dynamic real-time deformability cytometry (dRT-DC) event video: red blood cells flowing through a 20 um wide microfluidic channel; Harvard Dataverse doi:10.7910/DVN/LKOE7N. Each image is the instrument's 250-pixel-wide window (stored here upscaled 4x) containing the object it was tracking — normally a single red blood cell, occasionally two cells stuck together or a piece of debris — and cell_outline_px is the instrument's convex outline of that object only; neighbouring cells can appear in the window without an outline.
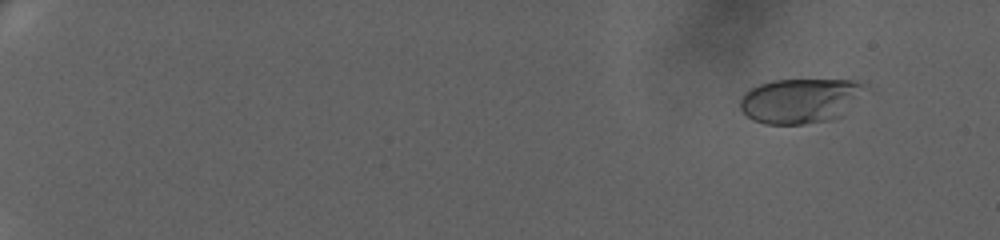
{"species": "human", "species_latin": "Homo sapiens", "temperature_condition": "warm", "stored_images_in_passage": 68, "camera_frame_rate_fps": 3000, "um_per_image_px": 0.085, "donor": {"sex": "female"}, "frame": {"image": 1, "passage_image": 7, "time_ms": 2.0, "image_size_px": [1000, 240], "cell_outline_px": [[872, 92], [844, 116], [832, 120], [804, 124], [764, 124], [752, 120], [740, 108], [740, 100], [744, 92], [760, 84], [772, 80], [856, 80], [872, 88]], "centroid_in_image_um": [68.2, 8.56], "position_along_channel_um": 16.8, "area_um2": 33.93}}
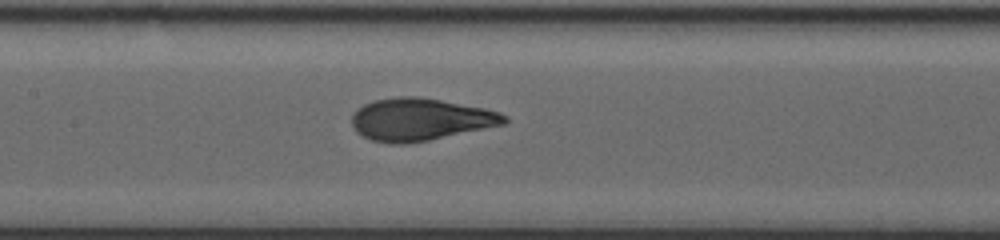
{"frame": {"image": 2, "passage_image": 39, "time_ms": 12.667, "image_size_px": [1000, 240], "cell_outline_px": [[508, 120], [504, 124], [428, 140], [404, 144], [392, 144], [372, 140], [356, 132], [352, 124], [352, 112], [364, 104], [372, 100], [400, 96], [416, 96], [440, 100], [484, 108], [500, 112], [508, 116]], "centroid_in_image_um": [35.69, 10.14], "position_along_channel_um": 171.7, "area_um2": 37.51}}
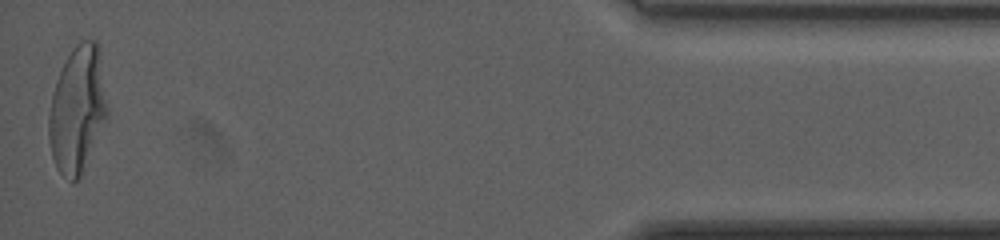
{"frame": {"image": 3, "passage_image": 68, "time_ms": 22.333, "image_size_px": [1000, 240], "cell_outline_px": [[108, 116], [80, 176], [72, 184], [56, 168], [52, 156], [48, 136], [48, 116], [52, 96], [56, 80], [72, 48], [80, 40], [96, 40], [100, 52], [108, 108]], "centroid_in_image_um": [6.58, 9.31], "position_along_channel_um": 428.6, "area_um2": 43.06}, "authors_computed_cell_mechanics": {"area_um2": 36.6452, "velocity_mm_per_s": 3.298, "shape_relaxation_time_tau1_ms": 7.7322, "shape_relaxation_time_tau2_ms": null, "deformation_change_tau1": 0.2797, "deformation_change_tau2": null}}